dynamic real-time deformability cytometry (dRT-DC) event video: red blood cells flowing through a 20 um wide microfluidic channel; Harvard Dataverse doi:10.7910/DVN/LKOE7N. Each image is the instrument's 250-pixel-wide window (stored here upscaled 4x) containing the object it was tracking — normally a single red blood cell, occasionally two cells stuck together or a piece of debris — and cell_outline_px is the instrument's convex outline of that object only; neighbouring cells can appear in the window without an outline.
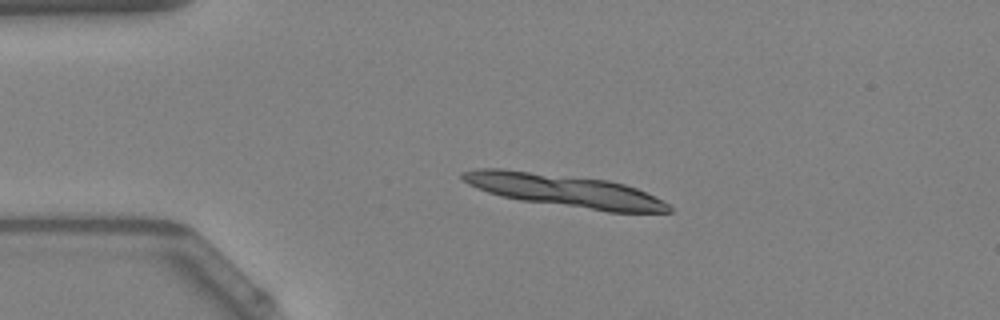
{"species": "Egyptian fruit bat (a non-hibernating species)", "species_latin": "Rousettus aegyptiacus", "temperature_condition": "warm", "stored_images_in_passage": 40, "camera_frame_rate_fps": 3000, "um_per_image_px": 0.085, "animal": {"sex": "female"}, "frame": {"image": 1, "passage_image": 1, "time_ms": 0.0, "image_size_px": [1000, 320], "cell_outline_px": [[672, 212], [608, 212], [520, 200], [500, 196], [476, 188], [468, 184], [460, 176], [460, 172], [480, 168], [500, 168], [608, 180], [624, 184], [636, 188], [668, 204], [672, 208]], "centroid_in_image_um": [47.93, 16.2], "position_along_channel_um": 37.1, "area_um2": 39.02}}
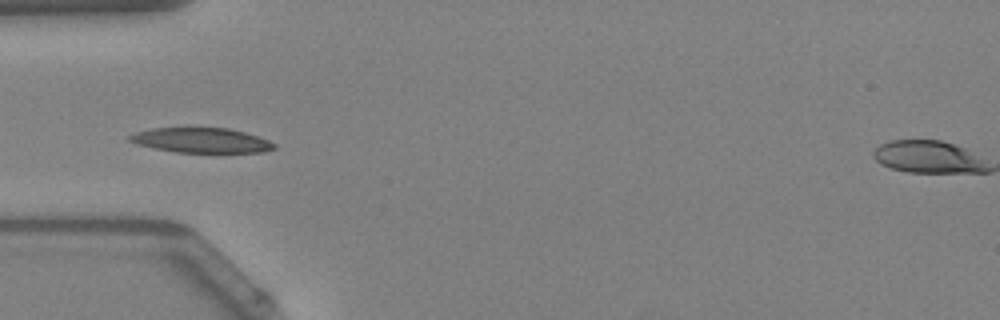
{"frame": {"image": 2, "passage_image": 7, "time_ms": 2.0, "image_size_px": [1000, 320], "cell_outline_px": [[276, 148], [260, 152], [176, 152], [136, 144], [128, 140], [128, 136], [136, 132], [152, 128], [184, 124], [188, 124], [228, 128], [244, 132], [268, 140], [276, 144]], "centroid_in_image_um": [17.04, 11.86], "position_along_channel_um": 68.0, "area_um2": 21.85}, "authors_computed_cell_mechanics": {"area_um2": 18.4093, "velocity_mm_per_s": 4.0154, "shape_relaxation_time_tau1_ms": 2.4179, "shape_relaxation_time_tau2_ms": null, "deformation_change_tau1": 0.0796, "deformation_change_tau2": null}}